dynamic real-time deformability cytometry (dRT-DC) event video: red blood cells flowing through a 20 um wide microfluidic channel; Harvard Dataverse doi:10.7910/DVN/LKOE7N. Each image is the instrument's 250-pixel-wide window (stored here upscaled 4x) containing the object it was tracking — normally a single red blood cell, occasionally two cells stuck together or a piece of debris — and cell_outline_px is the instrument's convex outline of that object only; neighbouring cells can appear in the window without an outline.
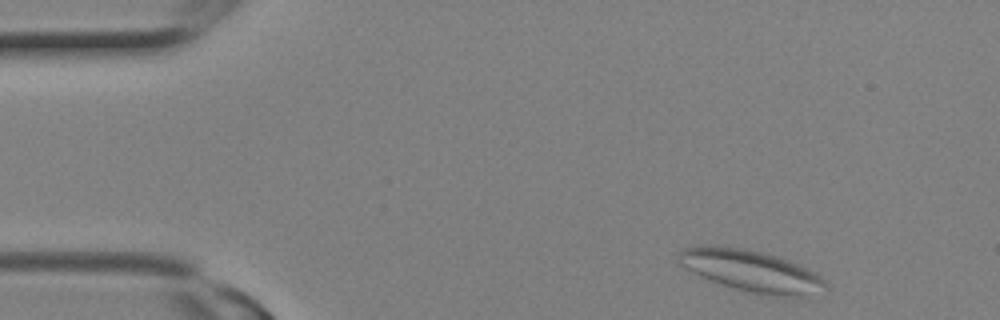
{"species": "Egyptian fruit bat (a non-hibernating species)", "species_latin": "Rousettus aegyptiacus", "temperature_condition": "room temperature", "stored_images_in_passage": 5, "camera_frame_rate_fps": 3000, "um_per_image_px": 0.085, "animal": {"sex": "female"}, "frame": {"image": 1, "passage_image": 1, "time_ms": 0.0, "image_size_px": [1000, 320], "cell_outline_px": [[828, 288], [800, 296], [760, 296], [712, 280], [692, 272], [680, 264], [680, 252], [684, 248], [704, 244], [740, 248], [760, 252], [776, 256], [800, 264], [816, 272], [828, 280]], "centroid_in_image_um": [63.92, 23.03], "position_along_channel_um": 21.1, "area_um2": 35.37}}